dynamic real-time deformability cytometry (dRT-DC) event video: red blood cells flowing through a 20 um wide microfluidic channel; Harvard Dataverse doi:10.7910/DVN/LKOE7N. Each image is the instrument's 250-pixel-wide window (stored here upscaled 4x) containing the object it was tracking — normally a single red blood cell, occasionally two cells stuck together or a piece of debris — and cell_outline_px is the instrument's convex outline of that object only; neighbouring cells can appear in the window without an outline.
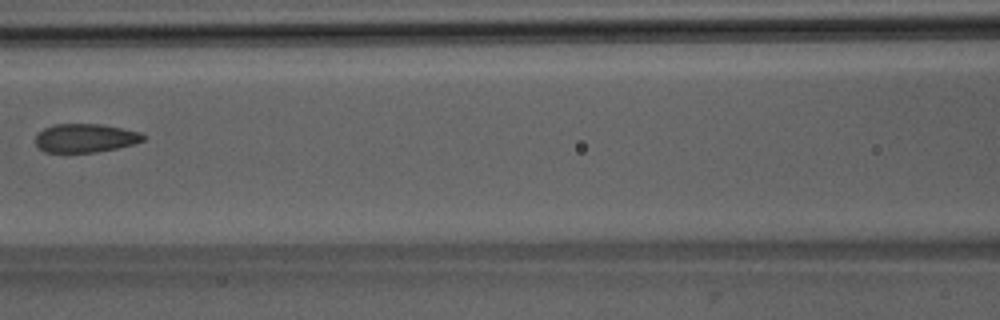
{"species": "Egyptian fruit bat (a non-hibernating species)", "species_latin": "Rousettus aegyptiacus", "temperature_condition": "room temperature", "stored_images_in_passage": 7, "camera_frame_rate_fps": 3000, "um_per_image_px": 0.085, "animal": {"sex": "male"}, "frame": {"image": 1, "passage_image": 7, "time_ms": 6.667, "image_size_px": [1000, 320], "cell_outline_px": [[144, 140], [132, 144], [116, 148], [96, 152], [44, 152], [36, 144], [36, 136], [44, 128], [52, 124], [100, 124], [140, 132], [144, 136]], "centroid_in_image_um": [7.22, 11.73], "position_along_channel_um": 159.4, "area_um2": 17.74}}